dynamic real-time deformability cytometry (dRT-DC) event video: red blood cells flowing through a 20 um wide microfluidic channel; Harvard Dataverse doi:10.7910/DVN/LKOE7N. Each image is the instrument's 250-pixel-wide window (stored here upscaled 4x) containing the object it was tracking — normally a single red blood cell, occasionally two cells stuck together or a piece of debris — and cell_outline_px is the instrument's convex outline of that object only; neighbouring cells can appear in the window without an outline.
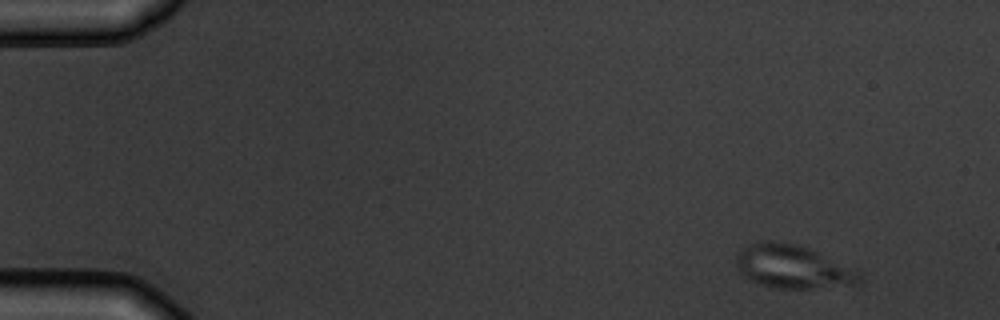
{"species": "common noctule bat (a hibernating species)", "species_latin": "Nyctalus noctula", "temperature_condition": "warm", "stored_images_in_passage": 9, "camera_frame_rate_fps": 3000, "um_per_image_px": 0.085, "animal": {"sex": "male", "body_mass_g": 19.5, "forearm_length_mm": 54.6}, "frame": {"image": 1, "passage_image": 1, "time_ms": 0.0, "image_size_px": [1000, 320], "cell_outline_px": [[864, 280], [860, 284], [808, 288], [776, 288], [760, 284], [748, 280], [740, 272], [736, 264], [736, 256], [744, 248], [756, 240], [772, 240], [796, 244], [808, 248], [856, 268], [864, 276]], "centroid_in_image_um": [67.43, 22.67], "position_along_channel_um": 17.6, "area_um2": 31.44}}